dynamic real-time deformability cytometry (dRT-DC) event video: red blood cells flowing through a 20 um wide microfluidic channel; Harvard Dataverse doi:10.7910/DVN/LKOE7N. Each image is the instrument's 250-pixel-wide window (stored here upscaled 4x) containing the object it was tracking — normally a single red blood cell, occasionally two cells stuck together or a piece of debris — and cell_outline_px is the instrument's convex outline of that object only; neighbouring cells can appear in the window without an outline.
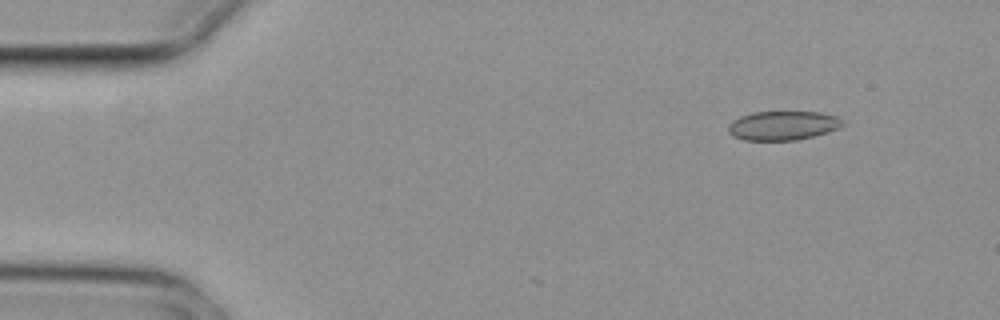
{"species": "common noctule bat (a hibernating species)", "species_latin": "Nyctalus noctula", "temperature_condition": "cold", "stored_images_in_passage": 7, "camera_frame_rate_fps": 3000, "um_per_image_px": 0.085, "animal": {"sex": "female", "body_mass_g": 29.2, "forearm_length_mm": 56.3}, "frame": {"image": 1, "passage_image": 2, "time_ms": 0.333, "image_size_px": [1000, 320], "cell_outline_px": [[844, 124], [828, 132], [796, 140], [744, 140], [732, 136], [728, 132], [728, 124], [732, 120], [740, 116], [752, 112], [820, 112], [836, 116], [844, 120]], "centroid_in_image_um": [66.51, 10.67], "position_along_channel_um": 18.5, "area_um2": 19.42}}
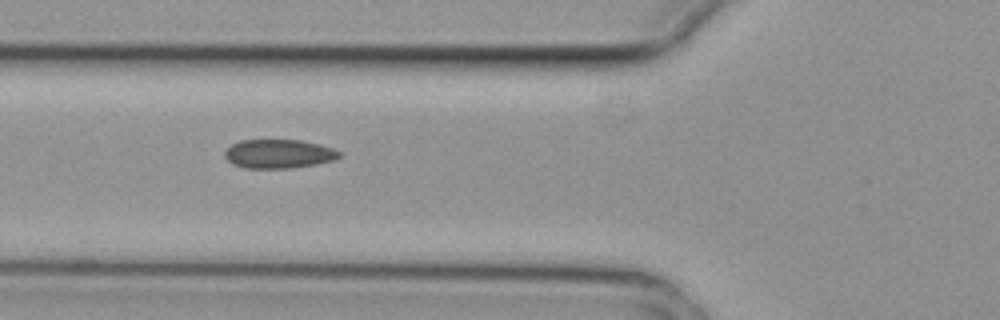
{"frame": {"image": 2, "passage_image": 6, "time_ms": 1.667, "image_size_px": [1000, 320], "cell_outline_px": [[344, 152], [340, 156], [332, 160], [316, 164], [292, 168], [244, 168], [232, 164], [224, 156], [224, 152], [232, 144], [240, 140], [300, 140], [320, 144]], "centroid_in_image_um": [23.69, 13.07], "position_along_channel_um": 102.1, "area_um2": 19.36}}
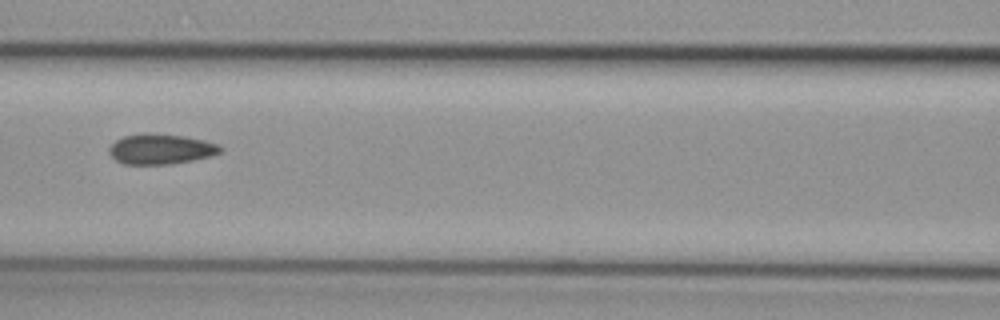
{"frame": {"image": 3, "passage_image": 7, "time_ms": 2.0, "image_size_px": [1000, 320], "cell_outline_px": [[224, 148], [220, 152], [212, 156], [172, 164], [124, 164], [116, 160], [108, 152], [108, 148], [116, 140], [124, 136], [148, 132], [184, 136], [204, 140], [220, 144]], "centroid_in_image_um": [13.69, 12.66], "position_along_channel_um": 152.9, "area_um2": 19.77}}